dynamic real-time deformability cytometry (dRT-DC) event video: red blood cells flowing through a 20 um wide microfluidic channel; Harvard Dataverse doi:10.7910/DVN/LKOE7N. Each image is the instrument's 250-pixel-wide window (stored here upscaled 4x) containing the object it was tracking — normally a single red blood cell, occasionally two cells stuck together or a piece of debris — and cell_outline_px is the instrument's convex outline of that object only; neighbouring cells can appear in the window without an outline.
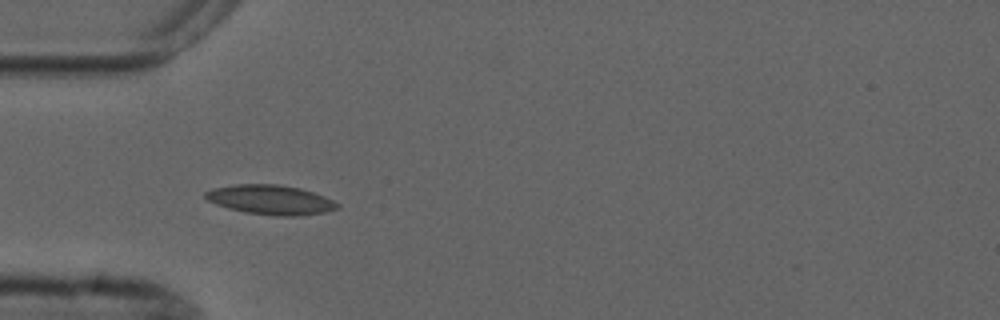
{"species": "common noctule bat (a hibernating species)", "species_latin": "Nyctalus noctula", "temperature_condition": "cold", "stored_images_in_passage": 5, "camera_frame_rate_fps": 3000, "um_per_image_px": 0.085, "animal": {"sex": "male", "forearm_length_mm": 52.5}, "frame": {"image": 1, "passage_image": 4, "time_ms": 3.667, "image_size_px": [1000, 320], "cell_outline_px": [[340, 208], [324, 212], [300, 216], [276, 216], [244, 212], [228, 208], [216, 204], [208, 200], [204, 196], [204, 192], [212, 188], [236, 184], [276, 184], [300, 188], [324, 196], [340, 204]], "centroid_in_image_um": [22.99, 16.98], "position_along_channel_um": 62.0, "area_um2": 22.77}}
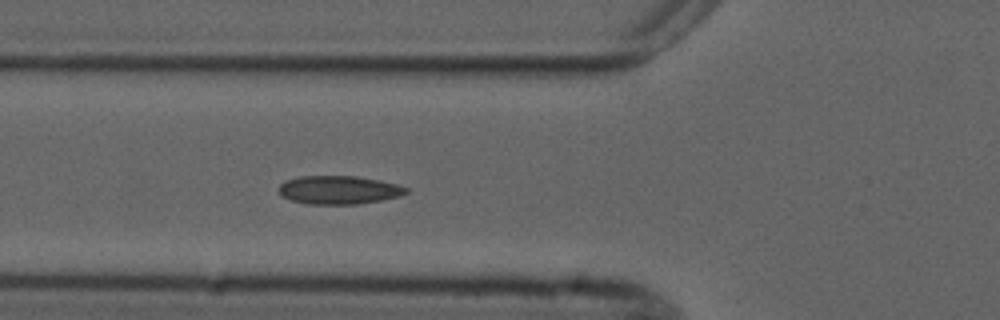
{"frame": {"image": 2, "passage_image": 5, "time_ms": 4.667, "image_size_px": [1000, 320], "cell_outline_px": [[408, 192], [400, 196], [384, 200], [356, 204], [304, 204], [292, 200], [284, 196], [280, 192], [280, 184], [288, 180], [300, 176], [356, 176], [396, 184], [408, 188]], "centroid_in_image_um": [28.83, 16.15], "position_along_channel_um": 97.0, "area_um2": 20.87}}